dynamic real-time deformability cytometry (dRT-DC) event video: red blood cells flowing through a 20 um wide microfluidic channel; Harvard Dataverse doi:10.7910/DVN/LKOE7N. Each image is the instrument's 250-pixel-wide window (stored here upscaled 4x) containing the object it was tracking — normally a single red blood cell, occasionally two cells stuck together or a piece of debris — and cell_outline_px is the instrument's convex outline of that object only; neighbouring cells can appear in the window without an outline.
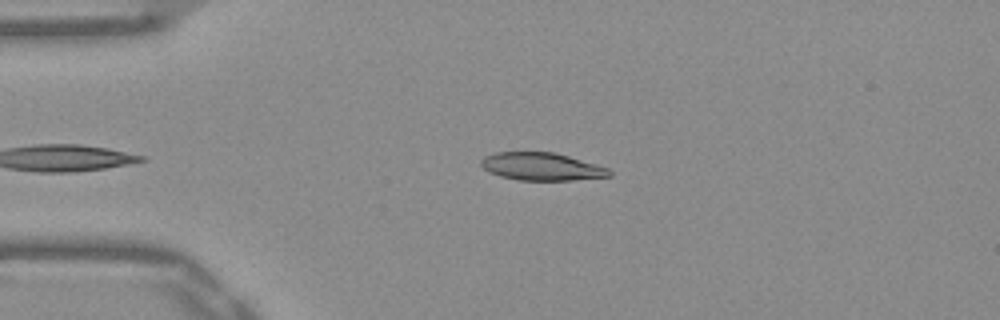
{"species": "Egyptian fruit bat (a non-hibernating species)", "species_latin": "Rousettus aegyptiacus", "temperature_condition": "warm", "stored_images_in_passage": 36, "camera_frame_rate_fps": 3000, "um_per_image_px": 0.085, "frame": {"image": 1, "passage_image": 3, "time_ms": 0.667, "image_size_px": [1000, 320], "cell_outline_px": [[612, 176], [572, 180], [520, 180], [500, 176], [484, 168], [480, 164], [480, 160], [484, 156], [496, 152], [552, 152], [568, 156], [596, 164], [608, 168], [612, 172]], "centroid_in_image_um": [46.05, 14.16], "position_along_channel_um": 39.0, "area_um2": 20.58}}
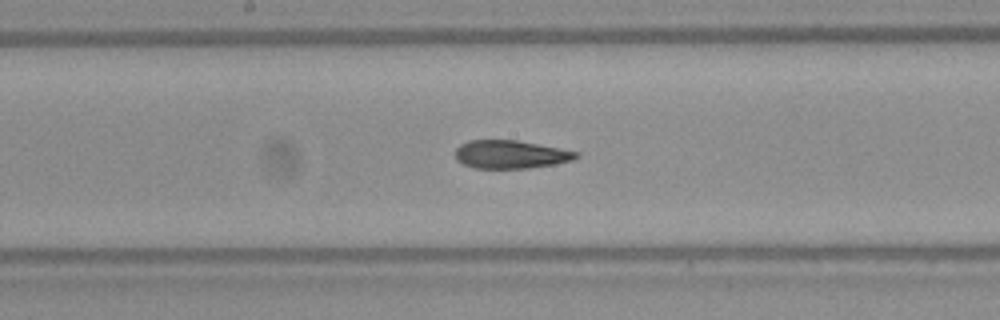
{"frame": {"image": 2, "passage_image": 18, "time_ms": 5.667, "image_size_px": [1000, 320], "cell_outline_px": [[580, 156], [572, 160], [556, 164], [528, 168], [476, 168], [464, 164], [456, 160], [456, 148], [460, 144], [468, 140], [516, 140], [560, 148], [580, 152]], "centroid_in_image_um": [43.42, 13.12], "position_along_channel_um": 204.8, "area_um2": 19.88}}
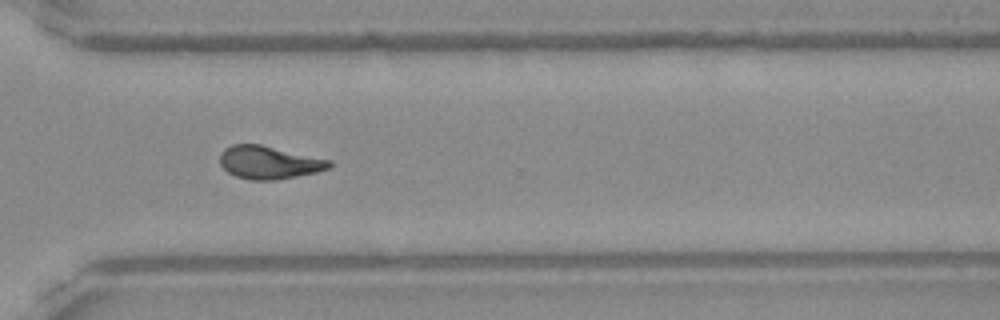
{"frame": {"image": 3, "passage_image": 29, "time_ms": 9.333, "image_size_px": [1000, 320], "cell_outline_px": [[332, 164], [328, 168], [316, 172], [276, 180], [248, 180], [236, 176], [228, 172], [220, 164], [220, 152], [224, 148], [232, 144], [260, 144], [332, 160]], "centroid_in_image_um": [22.84, 13.8], "position_along_channel_um": 347.8, "area_um2": 21.04}, "authors_computed_cell_mechanics": {"area_um2": 20.8369, "velocity_mm_per_s": 3.9027, "shape_relaxation_time_tau1_ms": null, "shape_relaxation_time_tau2_ms": 3.1877, "deformation_change_tau1": null, "deformation_change_tau2": 0.1051}}